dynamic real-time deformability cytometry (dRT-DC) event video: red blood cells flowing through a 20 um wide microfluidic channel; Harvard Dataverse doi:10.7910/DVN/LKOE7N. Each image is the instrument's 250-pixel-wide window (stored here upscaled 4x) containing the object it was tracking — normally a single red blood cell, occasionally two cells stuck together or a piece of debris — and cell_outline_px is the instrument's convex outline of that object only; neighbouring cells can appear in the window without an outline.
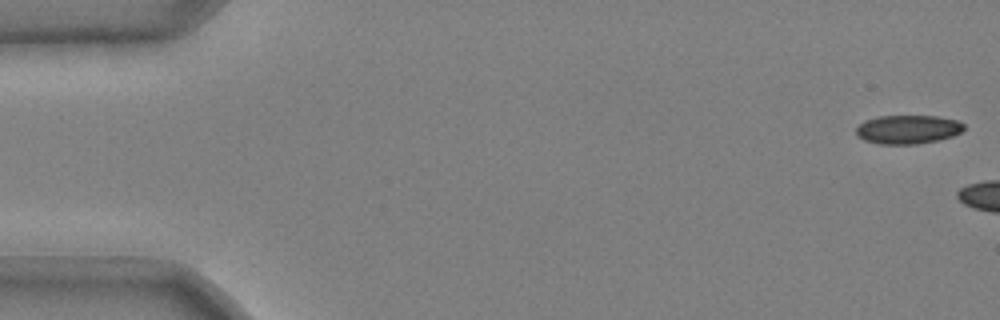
{"species": "common noctule bat (a hibernating species)", "species_latin": "Nyctalus noctula", "temperature_condition": "cold", "stored_images_in_passage": 5, "camera_frame_rate_fps": 3000, "um_per_image_px": 0.085, "animal": {"sex": "male", "body_mass_g": 20.4}, "frame": {"image": 1, "passage_image": 1, "time_ms": 0.0, "image_size_px": [1000, 320], "cell_outline_px": [[964, 128], [960, 132], [952, 136], [936, 140], [916, 144], [880, 144], [864, 140], [856, 136], [856, 128], [864, 120], [880, 116], [936, 116], [956, 120], [964, 124]], "centroid_in_image_um": [77.13, 11.0], "position_along_channel_um": 7.9, "area_um2": 17.98}}